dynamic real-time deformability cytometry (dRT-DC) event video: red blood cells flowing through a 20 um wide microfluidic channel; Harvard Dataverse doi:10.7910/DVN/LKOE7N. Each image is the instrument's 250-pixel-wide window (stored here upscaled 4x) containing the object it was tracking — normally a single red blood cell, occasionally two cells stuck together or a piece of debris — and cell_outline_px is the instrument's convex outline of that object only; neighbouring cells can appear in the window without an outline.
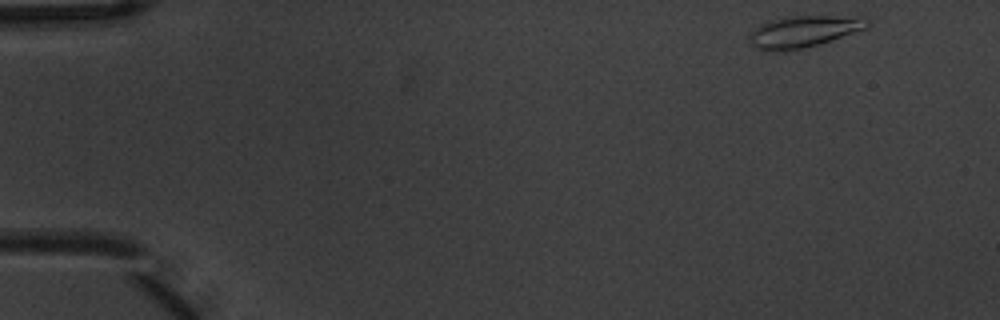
{"species": "common noctule bat (a hibernating species)", "species_latin": "Nyctalus noctula", "temperature_condition": "warm", "stored_images_in_passage": 6, "camera_frame_rate_fps": 3000, "um_per_image_px": 0.085, "animal": {"sex": "male", "body_mass_g": 20.1, "forearm_length_mm": 53.5}, "frame": {"image": 1, "passage_image": 1, "time_ms": 0.0, "image_size_px": [1000, 320], "cell_outline_px": [[872, 20], [864, 28], [832, 40], [820, 44], [804, 48], [764, 52], [756, 48], [752, 44], [752, 32], [756, 28], [768, 20], [792, 16], [860, 16]], "centroid_in_image_um": [68.34, 2.67], "position_along_channel_um": 16.7, "area_um2": 21.39}}
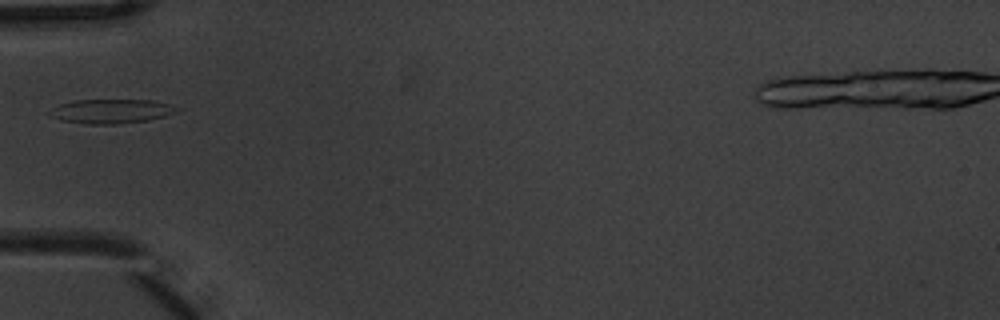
{"frame": {"image": 2, "passage_image": 5, "time_ms": 1.333, "image_size_px": [1000, 320], "cell_outline_px": [[180, 108], [176, 112], [164, 116], [148, 120], [116, 124], [88, 124], [64, 120], [52, 116], [48, 112], [52, 108], [60, 104], [76, 100], [152, 100], [172, 104]], "centroid_in_image_um": [9.5, 9.44], "position_along_channel_um": 75.5, "area_um2": 17.8}}